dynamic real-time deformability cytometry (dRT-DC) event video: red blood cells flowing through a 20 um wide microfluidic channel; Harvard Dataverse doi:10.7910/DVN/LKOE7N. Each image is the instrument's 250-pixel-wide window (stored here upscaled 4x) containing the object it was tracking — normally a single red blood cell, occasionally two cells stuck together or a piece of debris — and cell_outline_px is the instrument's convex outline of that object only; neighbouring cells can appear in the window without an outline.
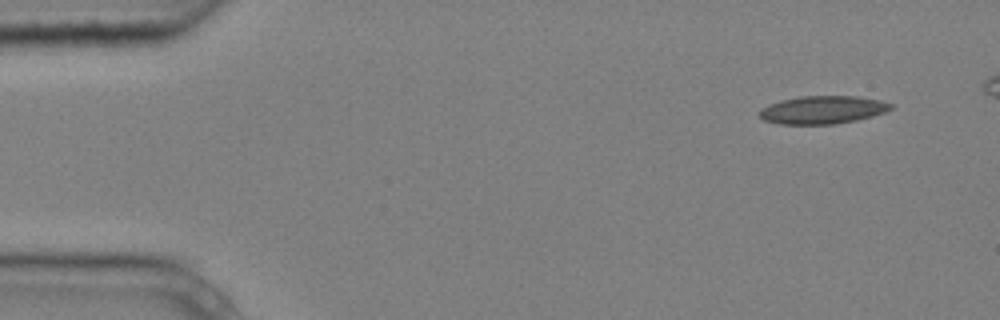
{"species": "common noctule bat (a hibernating species)", "species_latin": "Nyctalus noctula", "temperature_condition": "cold", "stored_images_in_passage": 5, "camera_frame_rate_fps": 3000, "um_per_image_px": 0.085, "animal": {"sex": "male", "body_mass_g": 20.4}, "frame": {"image": 1, "passage_image": 1, "time_ms": 0.0, "image_size_px": [1000, 320], "cell_outline_px": [[892, 108], [884, 112], [872, 116], [856, 120], [836, 124], [780, 124], [764, 120], [756, 112], [760, 108], [768, 104], [780, 100], [800, 96], [856, 96], [880, 100], [892, 104]], "centroid_in_image_um": [69.87, 9.33], "position_along_channel_um": 15.1, "area_um2": 21.5}}